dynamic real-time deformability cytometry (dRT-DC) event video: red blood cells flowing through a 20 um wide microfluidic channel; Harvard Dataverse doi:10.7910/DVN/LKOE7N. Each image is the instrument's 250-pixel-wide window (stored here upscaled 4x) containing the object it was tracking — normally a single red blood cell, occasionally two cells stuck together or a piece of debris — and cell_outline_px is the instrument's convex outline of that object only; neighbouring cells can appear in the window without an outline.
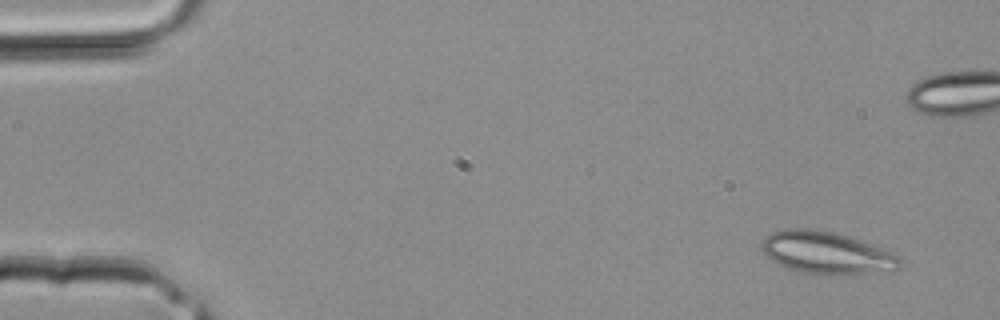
{"species": "common noctule bat (a hibernating species)", "species_latin": "Nyctalus noctula", "temperature_condition": "room temperature", "stored_images_in_passage": 2, "camera_frame_rate_fps": 3000, "um_per_image_px": 0.085, "animal": {"sex": "male", "body_mass_g": 20.4}, "frame": {"image": 1, "passage_image": 2, "time_ms": 0.333, "image_size_px": [1000, 320], "cell_outline_px": [[900, 268], [840, 276], [800, 272], [788, 268], [772, 260], [760, 248], [760, 244], [772, 232], [784, 228], [812, 228], [832, 232], [848, 236], [872, 244], [892, 252], [900, 260]], "centroid_in_image_um": [70.23, 21.48], "position_along_channel_um": 14.8, "area_um2": 33.81}}